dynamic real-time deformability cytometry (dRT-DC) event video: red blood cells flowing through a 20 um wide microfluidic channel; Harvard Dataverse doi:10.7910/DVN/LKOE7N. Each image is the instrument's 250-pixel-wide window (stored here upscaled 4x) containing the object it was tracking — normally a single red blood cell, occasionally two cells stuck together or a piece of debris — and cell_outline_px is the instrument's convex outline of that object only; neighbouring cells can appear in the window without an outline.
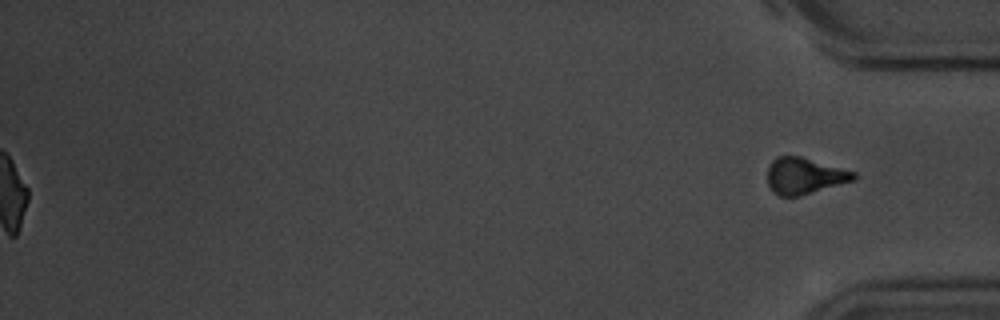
{"species": "common noctule bat (a hibernating species)", "species_latin": "Nyctalus noctula", "temperature_condition": "room temperature", "stored_images_in_passage": 57, "segment_of_instrument_passage": [2, 2], "camera_frame_rate_fps": 3000, "um_per_image_px": 0.085, "animal": {"sex": "male", "body_mass_g": 20.1, "forearm_length_mm": 53.5}, "frame": {"image": 1, "passage_image": 57, "time_ms": 18.667, "image_size_px": [1000, 320], "cell_outline_px": [[856, 180], [800, 196], [780, 196], [772, 192], [768, 184], [768, 168], [772, 160], [776, 156], [800, 156], [856, 172]], "centroid_in_image_um": [68.38, 14.95], "position_along_channel_um": 366.8, "area_um2": 18.32}}